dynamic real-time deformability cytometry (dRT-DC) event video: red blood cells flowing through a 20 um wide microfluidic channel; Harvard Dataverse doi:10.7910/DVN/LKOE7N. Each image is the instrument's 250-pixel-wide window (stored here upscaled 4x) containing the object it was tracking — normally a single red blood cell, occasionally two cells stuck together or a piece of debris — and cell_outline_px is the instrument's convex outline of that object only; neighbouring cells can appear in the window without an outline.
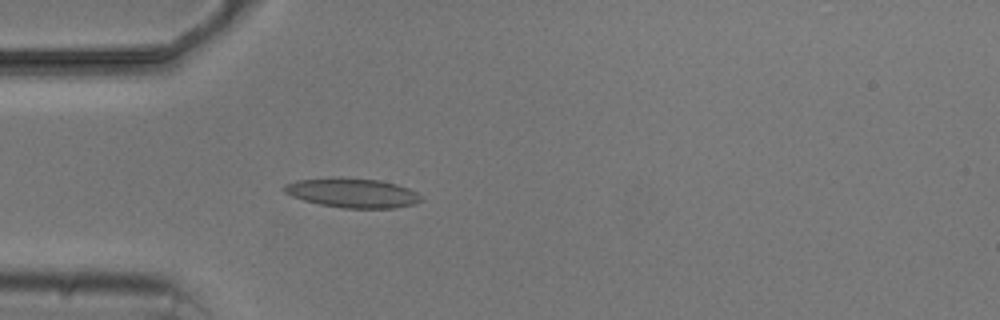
{"species": "common noctule bat (a hibernating species)", "species_latin": "Nyctalus noctula", "temperature_condition": "cold", "stored_images_in_passage": 3, "camera_frame_rate_fps": 3000, "um_per_image_px": 0.085, "animal": {"sex": "male", "body_mass_g": 20.5, "forearm_length_mm": 52.5}, "frame": {"image": 1, "passage_image": 3, "time_ms": 2.333, "image_size_px": [1000, 320], "cell_outline_px": [[424, 200], [412, 204], [392, 208], [344, 208], [320, 204], [304, 200], [292, 196], [284, 192], [284, 184], [296, 180], [332, 176], [336, 176], [380, 180], [396, 184], [408, 188], [416, 192]], "centroid_in_image_um": [29.92, 16.37], "position_along_channel_um": 55.1, "area_um2": 23.64}}